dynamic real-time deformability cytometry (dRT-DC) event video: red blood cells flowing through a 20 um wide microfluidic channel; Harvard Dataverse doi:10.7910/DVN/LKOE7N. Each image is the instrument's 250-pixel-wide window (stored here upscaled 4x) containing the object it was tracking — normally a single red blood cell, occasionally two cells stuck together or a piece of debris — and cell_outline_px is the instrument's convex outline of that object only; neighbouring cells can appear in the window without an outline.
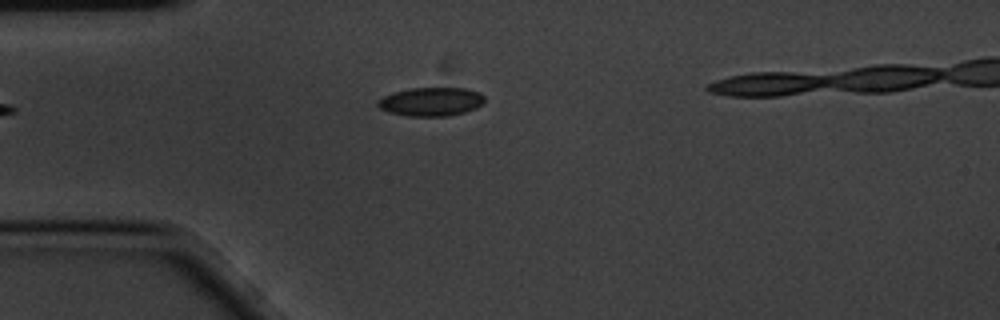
{"species": "common noctule bat (a hibernating species)", "species_latin": "Nyctalus noctula", "temperature_condition": "cold", "stored_images_in_passage": 7, "camera_frame_rate_fps": 3000, "um_per_image_px": 0.085, "animal": {"sex": "male", "body_mass_g": 20.1, "forearm_length_mm": 53.5}, "frame": {"image": 1, "passage_image": 7, "time_ms": 2.0, "image_size_px": [1000, 320], "cell_outline_px": [[484, 104], [476, 108], [464, 112], [448, 116], [408, 116], [388, 112], [380, 108], [376, 104], [376, 100], [392, 92], [412, 88], [468, 88], [480, 92], [484, 96]], "centroid_in_image_um": [36.65, 8.64], "position_along_channel_um": 48.4, "area_um2": 18.03}}